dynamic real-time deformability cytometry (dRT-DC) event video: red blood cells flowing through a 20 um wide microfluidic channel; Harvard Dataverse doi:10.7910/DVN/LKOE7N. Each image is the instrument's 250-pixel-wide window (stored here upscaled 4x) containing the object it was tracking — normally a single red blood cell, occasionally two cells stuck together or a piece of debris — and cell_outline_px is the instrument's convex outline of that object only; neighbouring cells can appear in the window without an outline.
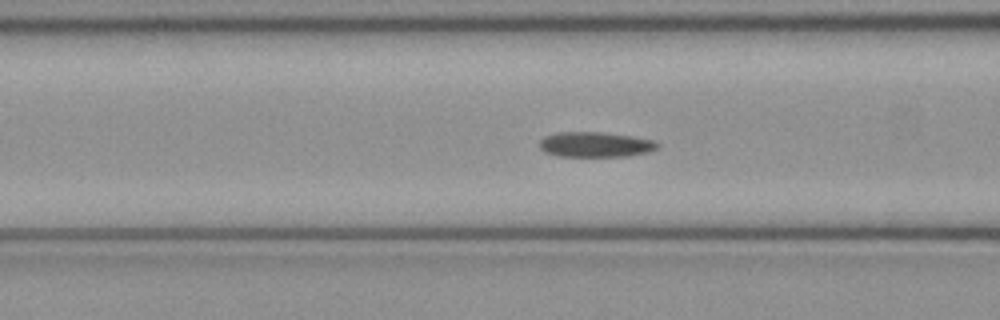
{"species": "common noctule bat (a hibernating species)", "species_latin": "Nyctalus noctula", "temperature_condition": "cold", "stored_images_in_passage": 51, "camera_frame_rate_fps": 3000, "um_per_image_px": 0.085, "animal": {"sex": "female", "body_mass_g": 21.9}, "frame": {"image": 1, "passage_image": 20, "time_ms": 6.333, "image_size_px": [1000, 320], "cell_outline_px": [[660, 144], [656, 148], [648, 152], [628, 156], [556, 156], [544, 152], [540, 148], [540, 140], [544, 136], [556, 132], [600, 132], [628, 136], [652, 140]], "centroid_in_image_um": [50.55, 12.29], "position_along_channel_um": 116.1, "area_um2": 17.17}}
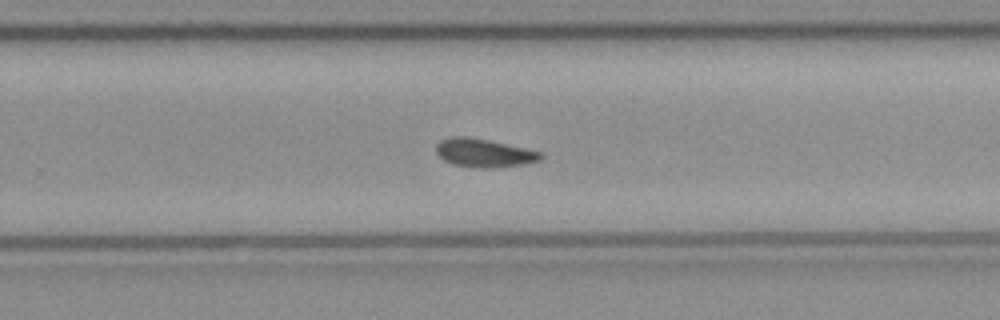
{"frame": {"image": 2, "passage_image": 33, "time_ms": 10.667, "image_size_px": [1000, 320], "cell_outline_px": [[544, 156], [540, 160], [524, 164], [496, 168], [472, 168], [452, 164], [444, 160], [436, 152], [436, 144], [440, 140], [452, 136], [468, 136], [488, 140], [524, 148], [540, 152]], "centroid_in_image_um": [41.1, 13.01], "position_along_channel_um": 288.7, "area_um2": 17.4}}
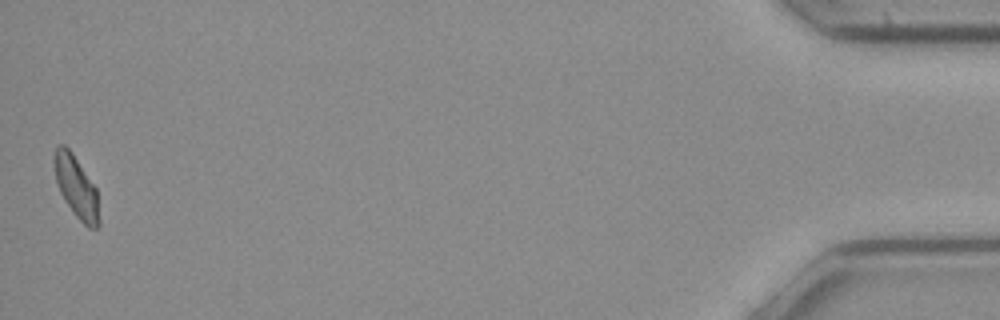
{"frame": {"image": 3, "passage_image": 51, "time_ms": 16.667, "image_size_px": [1000, 320], "cell_outline_px": [[100, 224], [96, 228], [88, 228], [72, 212], [64, 200], [60, 192], [56, 180], [52, 160], [56, 144], [64, 144], [72, 152], [96, 188], [100, 220]], "centroid_in_image_um": [6.46, 15.88], "position_along_channel_um": 428.7, "area_um2": 16.36}}